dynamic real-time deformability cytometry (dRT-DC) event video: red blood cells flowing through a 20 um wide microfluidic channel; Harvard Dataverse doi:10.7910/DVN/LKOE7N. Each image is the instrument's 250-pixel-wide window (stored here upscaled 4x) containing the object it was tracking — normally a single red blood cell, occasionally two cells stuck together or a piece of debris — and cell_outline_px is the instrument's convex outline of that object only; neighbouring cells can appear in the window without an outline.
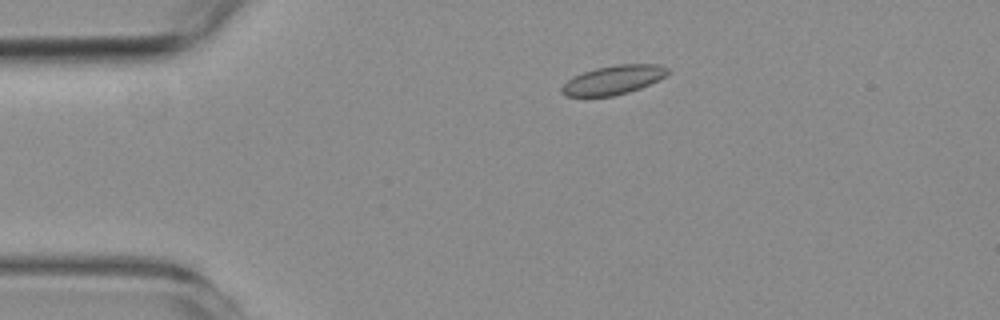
{"species": "common noctule bat (a hibernating species)", "species_latin": "Nyctalus noctula", "temperature_condition": "room temperature", "stored_images_in_passage": 37, "camera_frame_rate_fps": 3000, "um_per_image_px": 0.085, "animal": {"sex": "female", "body_mass_g": 19.3, "forearm_length_mm": 54.1}, "frame": {"image": 1, "passage_image": 1, "time_ms": 0.0, "image_size_px": [1000, 320], "cell_outline_px": [[668, 72], [664, 76], [640, 88], [628, 92], [612, 96], [568, 96], [560, 92], [560, 88], [572, 76], [596, 68], [616, 64], [660, 64], [668, 68]], "centroid_in_image_um": [52.1, 6.78], "position_along_channel_um": 32.9, "area_um2": 17.69}}
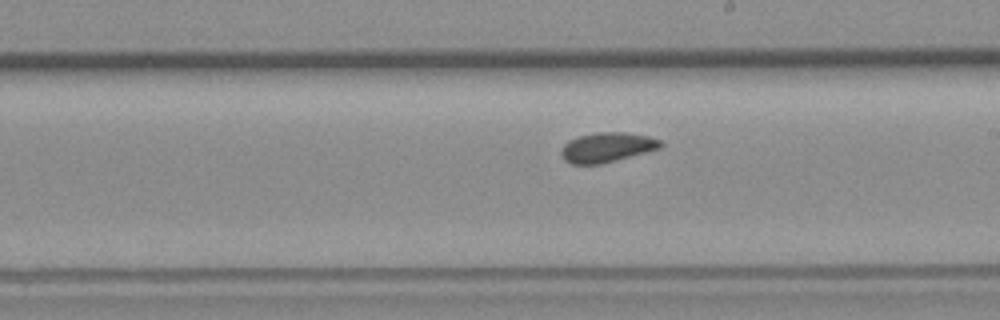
{"frame": {"image": 2, "passage_image": 21, "time_ms": 6.667, "image_size_px": [1000, 320], "cell_outline_px": [[664, 144], [660, 148], [600, 164], [572, 164], [564, 160], [560, 152], [564, 144], [568, 140], [580, 136], [596, 132], [624, 132], [648, 136], [660, 140]], "centroid_in_image_um": [51.57, 12.51], "position_along_channel_um": 237.4, "area_um2": 17.05}}
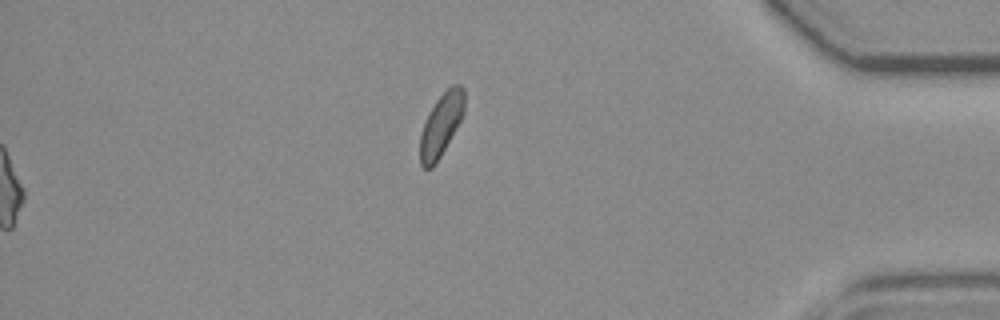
{"frame": {"image": 3, "passage_image": 37, "time_ms": 12.0, "image_size_px": [1000, 320], "cell_outline_px": [[464, 112], [456, 128], [436, 164], [432, 168], [424, 168], [420, 164], [420, 136], [428, 112], [436, 100], [452, 84], [460, 84], [464, 88]], "centroid_in_image_um": [37.49, 10.6], "position_along_channel_um": 397.7, "area_um2": 16.07}}